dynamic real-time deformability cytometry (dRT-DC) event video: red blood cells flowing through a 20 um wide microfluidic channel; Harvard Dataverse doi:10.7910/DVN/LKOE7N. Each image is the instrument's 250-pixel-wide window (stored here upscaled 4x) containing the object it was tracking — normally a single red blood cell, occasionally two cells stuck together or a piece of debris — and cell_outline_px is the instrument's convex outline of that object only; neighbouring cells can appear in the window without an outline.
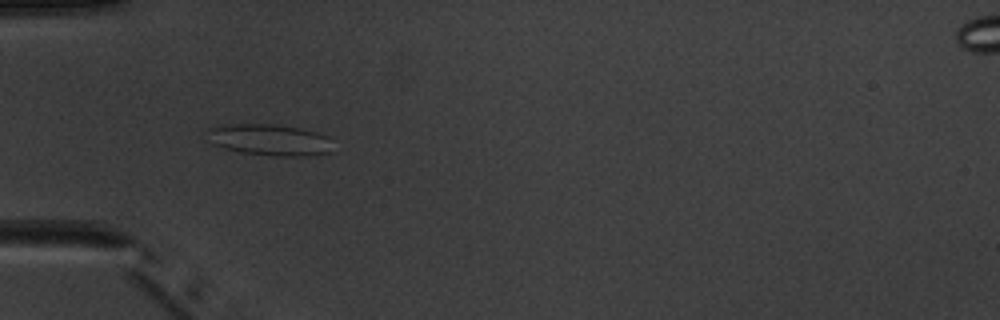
{"species": "common noctule bat (a hibernating species)", "species_latin": "Nyctalus noctula", "temperature_condition": "warm", "stored_images_in_passage": 5, "camera_frame_rate_fps": 3000, "um_per_image_px": 0.085, "animal": {"sex": "male", "body_mass_g": 20.1, "forearm_length_mm": 53.5}, "frame": {"image": 1, "passage_image": 4, "time_ms": 3.667, "image_size_px": [1000, 320], "cell_outline_px": [[332, 152], [316, 156], [276, 156], [240, 152], [224, 148], [212, 144], [200, 136], [208, 128], [232, 124], [272, 124], [300, 128], [316, 132], [328, 136]], "centroid_in_image_um": [22.84, 11.89], "position_along_channel_um": 62.2, "area_um2": 23.47}}
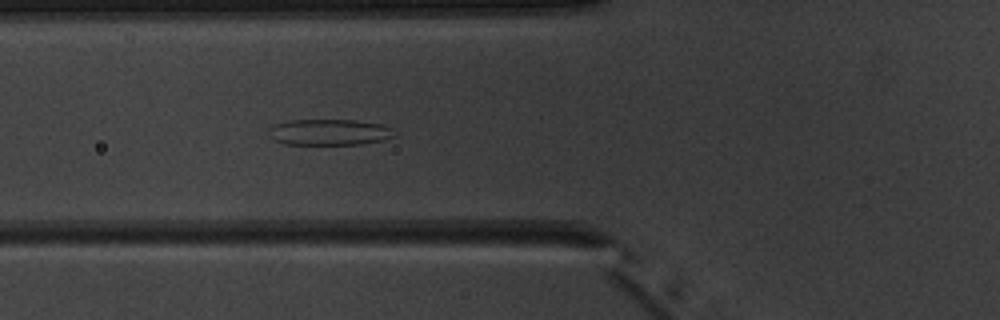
{"frame": {"image": 2, "passage_image": 5, "time_ms": 4.667, "image_size_px": [1000, 320], "cell_outline_px": [[396, 136], [384, 140], [360, 144], [284, 144], [268, 136], [268, 128], [276, 124], [288, 120], [356, 120], [384, 124], [392, 128]], "centroid_in_image_um": [28.01, 11.23], "position_along_channel_um": 97.8, "area_um2": 19.25}}